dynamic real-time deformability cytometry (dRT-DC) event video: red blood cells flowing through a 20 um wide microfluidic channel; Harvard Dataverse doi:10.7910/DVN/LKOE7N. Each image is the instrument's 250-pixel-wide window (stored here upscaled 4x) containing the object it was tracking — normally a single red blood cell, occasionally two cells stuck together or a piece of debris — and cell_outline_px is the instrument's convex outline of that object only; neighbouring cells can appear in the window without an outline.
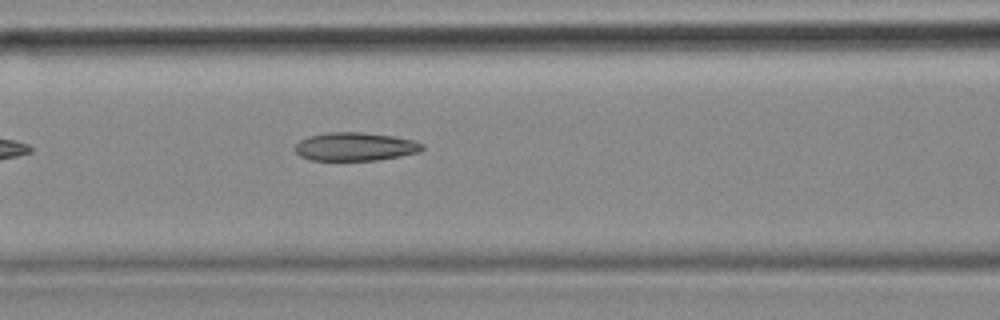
{"species": "common noctule bat (a hibernating species)", "species_latin": "Nyctalus noctula", "temperature_condition": "cold", "stored_images_in_passage": 38, "camera_frame_rate_fps": 3000, "um_per_image_px": 0.085, "animal": {"sex": "female", "body_mass_g": 18.4}, "frame": {"image": 1, "passage_image": 6, "time_ms": 1.667, "image_size_px": [1000, 320], "cell_outline_px": [[424, 148], [420, 152], [400, 156], [376, 160], [312, 160], [300, 156], [296, 152], [296, 144], [300, 140], [308, 136], [328, 132], [364, 132], [392, 136], [412, 140], [424, 144]], "centroid_in_image_um": [30.2, 12.46], "position_along_channel_um": 136.4, "area_um2": 20.98}}